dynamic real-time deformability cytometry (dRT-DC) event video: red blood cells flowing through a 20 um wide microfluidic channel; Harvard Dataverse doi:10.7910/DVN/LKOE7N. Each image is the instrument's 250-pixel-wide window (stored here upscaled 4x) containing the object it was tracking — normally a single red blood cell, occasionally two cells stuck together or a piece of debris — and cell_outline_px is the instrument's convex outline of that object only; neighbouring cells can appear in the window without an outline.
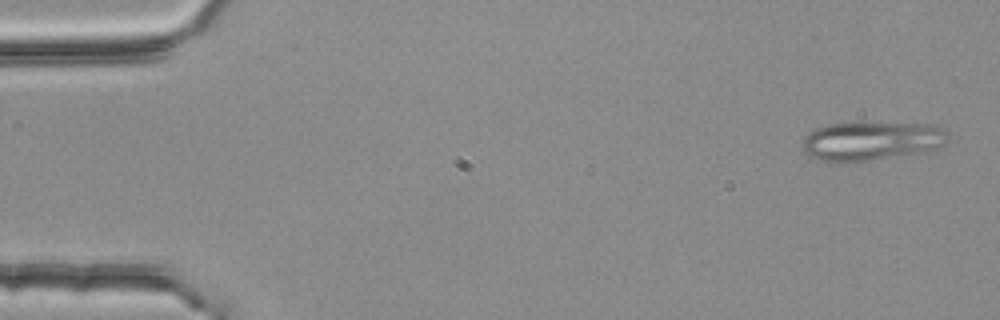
{"species": "common noctule bat (a hibernating species)", "species_latin": "Nyctalus noctula", "temperature_condition": "room temperature", "stored_images_in_passage": 5, "camera_frame_rate_fps": 3000, "um_per_image_px": 0.085, "animal": {"sex": "female", "body_mass_g": 25.1}, "frame": {"image": 1, "passage_image": 1, "time_ms": 0.0, "image_size_px": [1000, 320], "cell_outline_px": [[948, 132], [944, 144], [936, 148], [920, 152], [844, 164], [836, 164], [820, 160], [804, 152], [804, 136], [808, 132], [816, 128], [828, 124], [936, 124]], "centroid_in_image_um": [74.03, 12.01], "position_along_channel_um": 11.0, "area_um2": 32.6}}